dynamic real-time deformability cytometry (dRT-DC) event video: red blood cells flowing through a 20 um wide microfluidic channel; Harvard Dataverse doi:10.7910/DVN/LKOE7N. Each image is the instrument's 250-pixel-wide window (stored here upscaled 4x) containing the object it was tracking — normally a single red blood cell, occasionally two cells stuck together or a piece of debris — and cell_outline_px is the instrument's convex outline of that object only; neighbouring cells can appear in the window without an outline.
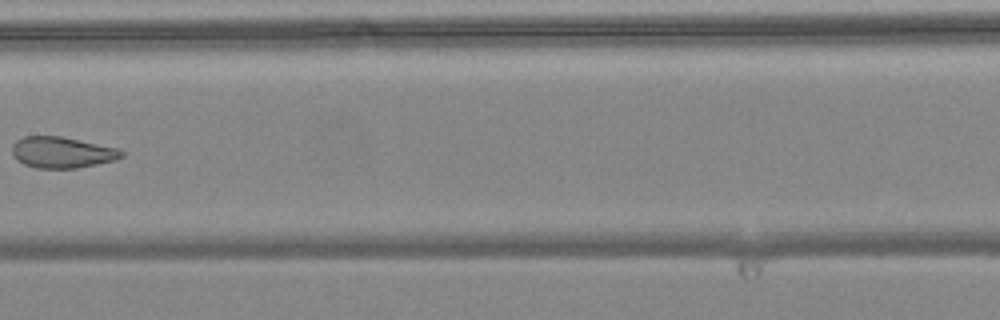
{"species": "common noctule bat (a hibernating species)", "species_latin": "Nyctalus noctula", "temperature_condition": "warm", "stored_images_in_passage": 7, "camera_frame_rate_fps": 3000, "um_per_image_px": 0.085, "animal": {"sex": "female", "body_mass_g": 24.6, "forearm_length_mm": 56.2}, "frame": {"image": 1, "passage_image": 7, "time_ms": 2.0, "image_size_px": [1000, 320], "cell_outline_px": [[124, 156], [116, 160], [80, 168], [36, 168], [24, 164], [16, 160], [12, 152], [12, 144], [16, 140], [24, 136], [60, 136], [120, 148], [124, 152]], "centroid_in_image_um": [5.29, 12.95], "position_along_channel_um": 202.1, "area_um2": 20.11}}